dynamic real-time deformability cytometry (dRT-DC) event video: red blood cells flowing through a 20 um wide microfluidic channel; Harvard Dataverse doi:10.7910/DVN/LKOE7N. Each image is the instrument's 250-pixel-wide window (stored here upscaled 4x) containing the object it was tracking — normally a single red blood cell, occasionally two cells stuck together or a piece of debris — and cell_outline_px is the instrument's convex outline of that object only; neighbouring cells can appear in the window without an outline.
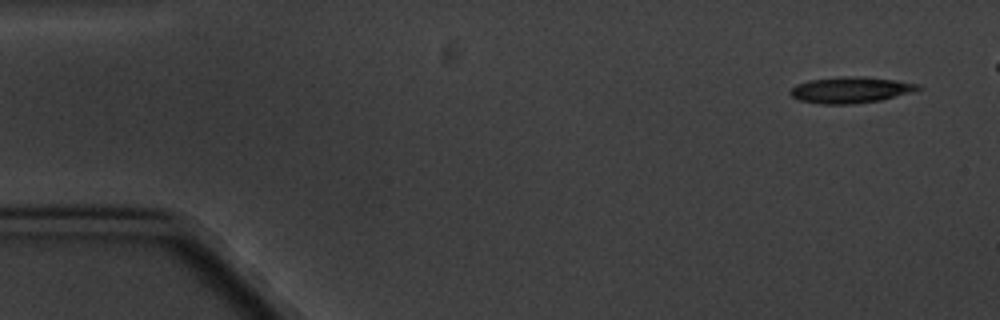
{"species": "common noctule bat (a hibernating species)", "species_latin": "Nyctalus noctula", "temperature_condition": "cold", "stored_images_in_passage": 10, "camera_frame_rate_fps": 3000, "um_per_image_px": 0.085, "animal": {"sex": "male", "body_mass_g": 20.1, "forearm_length_mm": 53.5}, "frame": {"image": 1, "passage_image": 1, "time_ms": 0.0, "image_size_px": [1000, 320], "cell_outline_px": [[924, 88], [912, 92], [880, 100], [852, 104], [820, 104], [800, 100], [792, 96], [788, 92], [796, 84], [808, 80], [840, 76], [864, 76], [896, 80], [920, 84]], "centroid_in_image_um": [72.31, 7.63], "position_along_channel_um": 12.7, "area_um2": 19.65}}
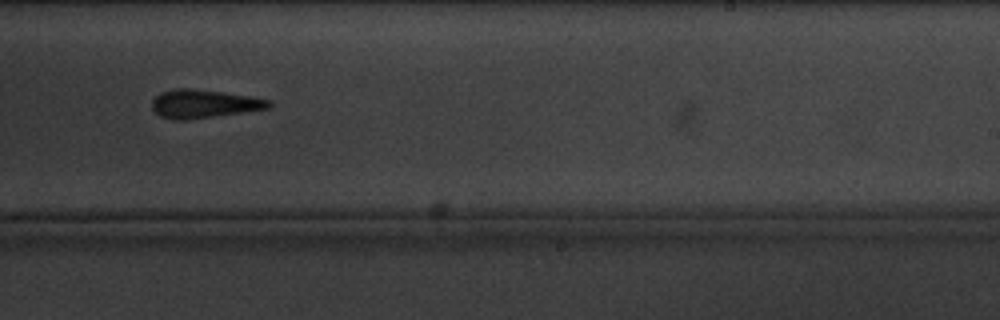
{"frame": {"image": 2, "passage_image": 10, "time_ms": 11.0, "image_size_px": [1000, 320], "cell_outline_px": [[272, 104], [268, 108], [184, 120], [176, 120], [160, 116], [152, 108], [152, 100], [160, 92], [172, 88], [188, 88], [220, 92], [248, 96], [272, 100]], "centroid_in_image_um": [17.28, 8.81], "position_along_channel_um": 271.7, "area_um2": 18.96}}